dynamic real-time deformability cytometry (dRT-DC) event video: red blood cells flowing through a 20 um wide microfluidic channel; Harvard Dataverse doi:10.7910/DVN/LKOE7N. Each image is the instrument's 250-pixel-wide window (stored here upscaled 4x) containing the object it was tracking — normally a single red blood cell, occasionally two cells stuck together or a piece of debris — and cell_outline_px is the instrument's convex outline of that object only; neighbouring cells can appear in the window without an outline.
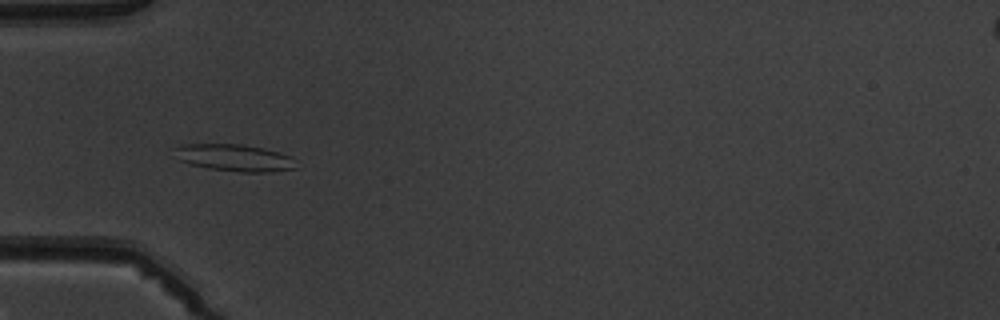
{"species": "common noctule bat (a hibernating species)", "species_latin": "Nyctalus noctula", "temperature_condition": "warm", "stored_images_in_passage": 5, "camera_frame_rate_fps": 3000, "um_per_image_px": 0.085, "animal": {"sex": "male", "body_mass_g": 19.5, "forearm_length_mm": 54.6}, "frame": {"image": 1, "passage_image": 5, "time_ms": 4.667, "image_size_px": [1000, 320], "cell_outline_px": [[300, 168], [272, 172], [240, 172], [208, 168], [192, 164], [180, 160], [172, 148], [180, 144], [240, 144], [264, 148], [292, 156]], "centroid_in_image_um": [19.99, 13.41], "position_along_channel_um": 65.0, "area_um2": 19.31}}